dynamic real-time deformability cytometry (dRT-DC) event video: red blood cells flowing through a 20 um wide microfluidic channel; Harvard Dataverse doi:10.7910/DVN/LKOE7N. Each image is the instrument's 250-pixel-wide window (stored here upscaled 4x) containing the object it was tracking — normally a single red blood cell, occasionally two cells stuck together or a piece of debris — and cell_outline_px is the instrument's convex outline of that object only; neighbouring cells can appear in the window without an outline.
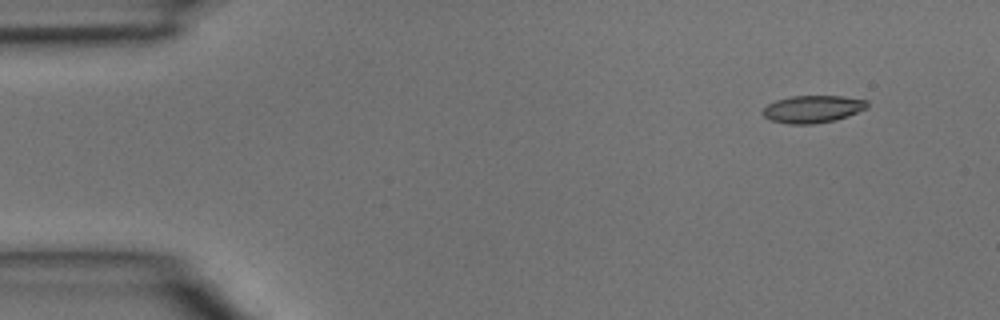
{"species": "common noctule bat (a hibernating species)", "species_latin": "Nyctalus noctula", "temperature_condition": "room temperature", "stored_images_in_passage": 4, "camera_frame_rate_fps": 3000, "um_per_image_px": 0.085, "animal": {"sex": "male", "body_mass_g": 15.6}, "frame": {"image": 1, "passage_image": 1, "time_ms": 0.0, "image_size_px": [1000, 320], "cell_outline_px": [[868, 108], [848, 116], [836, 120], [812, 124], [788, 124], [768, 120], [760, 112], [768, 104], [776, 100], [792, 96], [840, 96], [868, 100]], "centroid_in_image_um": [69.07, 9.28], "position_along_channel_um": 15.9, "area_um2": 16.82}}
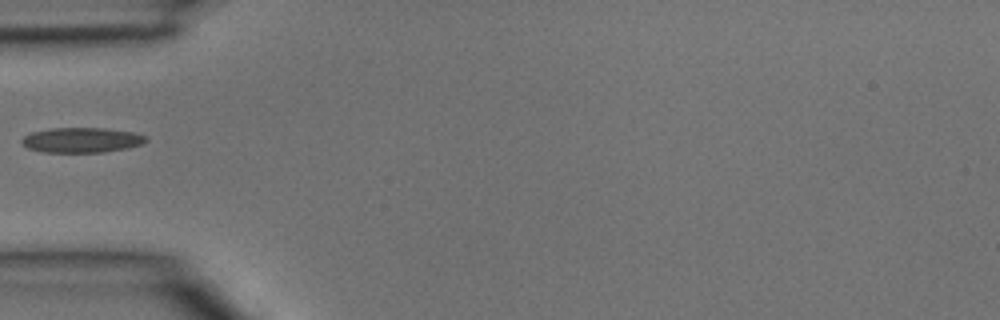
{"frame": {"image": 2, "passage_image": 4, "time_ms": 1.0, "image_size_px": [1000, 320], "cell_outline_px": [[148, 140], [140, 144], [124, 148], [104, 152], [40, 152], [28, 148], [20, 140], [24, 136], [32, 132], [52, 128], [104, 128], [132, 132], [148, 136]], "centroid_in_image_um": [6.92, 11.9], "position_along_channel_um": 78.1, "area_um2": 17.98}}